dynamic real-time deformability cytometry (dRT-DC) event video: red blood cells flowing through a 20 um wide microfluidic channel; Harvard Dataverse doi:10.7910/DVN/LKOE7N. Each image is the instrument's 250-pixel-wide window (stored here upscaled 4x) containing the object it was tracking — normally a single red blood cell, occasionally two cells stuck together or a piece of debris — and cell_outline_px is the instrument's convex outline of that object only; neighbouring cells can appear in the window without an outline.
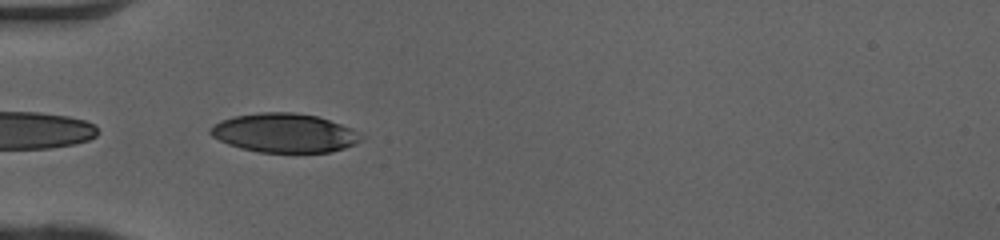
{"species": "human", "species_latin": "Homo sapiens", "temperature_condition": "cold", "stored_images_in_passage": 35, "camera_frame_rate_fps": 3000, "um_per_image_px": 0.085, "donor": {"sex": "female"}, "frame": {"image": 1, "passage_image": 1, "time_ms": 0.0, "image_size_px": [1000, 240], "cell_outline_px": [[364, 136], [356, 144], [332, 152], [260, 152], [240, 148], [228, 144], [212, 136], [208, 132], [208, 128], [220, 120], [232, 116], [260, 112], [292, 112], [316, 116], [352, 128]], "centroid_in_image_um": [24.15, 11.3], "position_along_channel_um": 60.9, "area_um2": 34.33}}
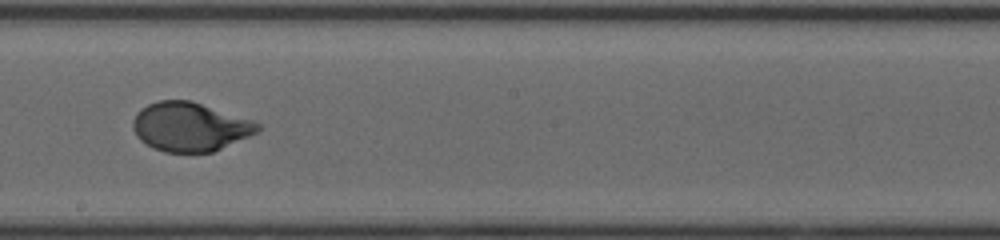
{"frame": {"image": 2, "passage_image": 14, "time_ms": 4.333, "image_size_px": [1000, 240], "cell_outline_px": [[260, 128], [256, 132], [248, 136], [212, 152], [164, 152], [152, 148], [140, 140], [136, 136], [132, 128], [132, 120], [136, 112], [140, 108], [148, 104], [160, 100], [192, 100], [252, 120], [260, 124]], "centroid_in_image_um": [16.09, 10.77], "position_along_channel_um": 232.1, "area_um2": 35.6}}
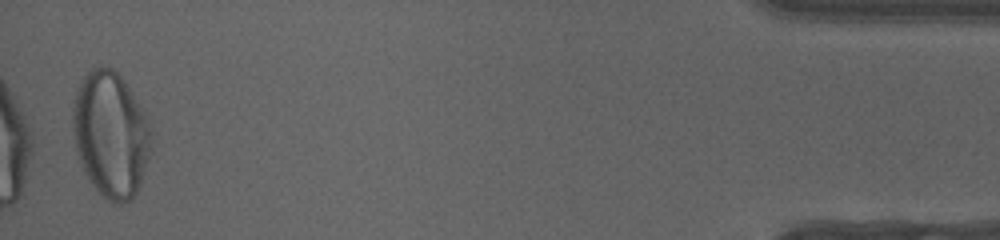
{"frame": {"image": 3, "passage_image": 34, "time_ms": 11.0, "image_size_px": [1000, 240], "cell_outline_px": [[156, 144], [136, 192], [132, 200], [120, 204], [112, 204], [88, 180], [76, 152], [72, 128], [72, 108], [76, 92], [80, 80], [92, 68], [112, 68], [124, 80], [140, 108], [144, 116]], "centroid_in_image_um": [9.41, 11.47], "position_along_channel_um": 425.8, "area_um2": 57.57}, "authors_computed_cell_mechanics": {"area_um2": 36.1828, "velocity_mm_per_s": 4.0822, "shape_relaxation_time_tau1_ms": 3.8074, "shape_relaxation_time_tau2_ms": null, "deformation_change_tau1": 0.2073, "deformation_change_tau2": null}}